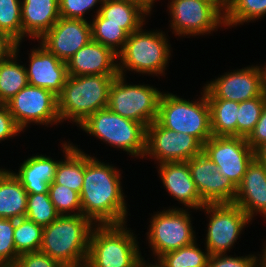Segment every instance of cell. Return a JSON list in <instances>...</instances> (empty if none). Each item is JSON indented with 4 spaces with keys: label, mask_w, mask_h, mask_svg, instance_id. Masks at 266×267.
Listing matches in <instances>:
<instances>
[{
    "label": "cell",
    "mask_w": 266,
    "mask_h": 267,
    "mask_svg": "<svg viewBox=\"0 0 266 267\" xmlns=\"http://www.w3.org/2000/svg\"><path fill=\"white\" fill-rule=\"evenodd\" d=\"M119 177L112 167L84 154V181L80 192L82 215L89 220L97 219L103 225L123 223L126 208Z\"/></svg>",
    "instance_id": "obj_1"
},
{
    "label": "cell",
    "mask_w": 266,
    "mask_h": 267,
    "mask_svg": "<svg viewBox=\"0 0 266 267\" xmlns=\"http://www.w3.org/2000/svg\"><path fill=\"white\" fill-rule=\"evenodd\" d=\"M91 222L81 212L60 215L44 227L40 251L63 267H77L82 260L86 263Z\"/></svg>",
    "instance_id": "obj_2"
},
{
    "label": "cell",
    "mask_w": 266,
    "mask_h": 267,
    "mask_svg": "<svg viewBox=\"0 0 266 267\" xmlns=\"http://www.w3.org/2000/svg\"><path fill=\"white\" fill-rule=\"evenodd\" d=\"M116 76H68L57 96L60 120L73 118L79 124L90 115L108 106L109 89Z\"/></svg>",
    "instance_id": "obj_3"
},
{
    "label": "cell",
    "mask_w": 266,
    "mask_h": 267,
    "mask_svg": "<svg viewBox=\"0 0 266 267\" xmlns=\"http://www.w3.org/2000/svg\"><path fill=\"white\" fill-rule=\"evenodd\" d=\"M122 229V224H106L91 233L87 260L83 266L136 267L140 256L135 238Z\"/></svg>",
    "instance_id": "obj_4"
},
{
    "label": "cell",
    "mask_w": 266,
    "mask_h": 267,
    "mask_svg": "<svg viewBox=\"0 0 266 267\" xmlns=\"http://www.w3.org/2000/svg\"><path fill=\"white\" fill-rule=\"evenodd\" d=\"M157 121L177 133L194 136L202 145L212 137L210 107L206 94L200 103H191L174 95H161Z\"/></svg>",
    "instance_id": "obj_5"
},
{
    "label": "cell",
    "mask_w": 266,
    "mask_h": 267,
    "mask_svg": "<svg viewBox=\"0 0 266 267\" xmlns=\"http://www.w3.org/2000/svg\"><path fill=\"white\" fill-rule=\"evenodd\" d=\"M123 72L118 75L109 89L108 106L112 112L147 127L157 120L161 93L149 86H127L123 83Z\"/></svg>",
    "instance_id": "obj_6"
},
{
    "label": "cell",
    "mask_w": 266,
    "mask_h": 267,
    "mask_svg": "<svg viewBox=\"0 0 266 267\" xmlns=\"http://www.w3.org/2000/svg\"><path fill=\"white\" fill-rule=\"evenodd\" d=\"M87 132L123 148L132 155L146 150V127L126 119L108 108L98 110L80 124Z\"/></svg>",
    "instance_id": "obj_7"
},
{
    "label": "cell",
    "mask_w": 266,
    "mask_h": 267,
    "mask_svg": "<svg viewBox=\"0 0 266 267\" xmlns=\"http://www.w3.org/2000/svg\"><path fill=\"white\" fill-rule=\"evenodd\" d=\"M203 151L236 187L255 158V151L241 136H212L203 144Z\"/></svg>",
    "instance_id": "obj_8"
},
{
    "label": "cell",
    "mask_w": 266,
    "mask_h": 267,
    "mask_svg": "<svg viewBox=\"0 0 266 267\" xmlns=\"http://www.w3.org/2000/svg\"><path fill=\"white\" fill-rule=\"evenodd\" d=\"M139 30L128 36L125 46L118 52L123 64L138 72H163L169 55L166 39L162 33H142Z\"/></svg>",
    "instance_id": "obj_9"
},
{
    "label": "cell",
    "mask_w": 266,
    "mask_h": 267,
    "mask_svg": "<svg viewBox=\"0 0 266 267\" xmlns=\"http://www.w3.org/2000/svg\"><path fill=\"white\" fill-rule=\"evenodd\" d=\"M203 151V145L191 135L164 128L157 120L146 127V150L160 163L187 162Z\"/></svg>",
    "instance_id": "obj_10"
},
{
    "label": "cell",
    "mask_w": 266,
    "mask_h": 267,
    "mask_svg": "<svg viewBox=\"0 0 266 267\" xmlns=\"http://www.w3.org/2000/svg\"><path fill=\"white\" fill-rule=\"evenodd\" d=\"M7 106L20 129L28 121H60L57 96L44 88L27 85L7 103Z\"/></svg>",
    "instance_id": "obj_11"
},
{
    "label": "cell",
    "mask_w": 266,
    "mask_h": 267,
    "mask_svg": "<svg viewBox=\"0 0 266 267\" xmlns=\"http://www.w3.org/2000/svg\"><path fill=\"white\" fill-rule=\"evenodd\" d=\"M191 177L206 204L233 203L237 187L223 176L204 151L187 161Z\"/></svg>",
    "instance_id": "obj_12"
},
{
    "label": "cell",
    "mask_w": 266,
    "mask_h": 267,
    "mask_svg": "<svg viewBox=\"0 0 266 267\" xmlns=\"http://www.w3.org/2000/svg\"><path fill=\"white\" fill-rule=\"evenodd\" d=\"M204 206L207 212L214 211L208 227L207 254H222L234 243L239 232L250 219L234 203L205 204Z\"/></svg>",
    "instance_id": "obj_13"
},
{
    "label": "cell",
    "mask_w": 266,
    "mask_h": 267,
    "mask_svg": "<svg viewBox=\"0 0 266 267\" xmlns=\"http://www.w3.org/2000/svg\"><path fill=\"white\" fill-rule=\"evenodd\" d=\"M173 27L178 34L205 33L220 21V6L224 0H173Z\"/></svg>",
    "instance_id": "obj_14"
},
{
    "label": "cell",
    "mask_w": 266,
    "mask_h": 267,
    "mask_svg": "<svg viewBox=\"0 0 266 267\" xmlns=\"http://www.w3.org/2000/svg\"><path fill=\"white\" fill-rule=\"evenodd\" d=\"M149 234L150 243L160 257L194 242L189 217L178 210L156 215Z\"/></svg>",
    "instance_id": "obj_15"
},
{
    "label": "cell",
    "mask_w": 266,
    "mask_h": 267,
    "mask_svg": "<svg viewBox=\"0 0 266 267\" xmlns=\"http://www.w3.org/2000/svg\"><path fill=\"white\" fill-rule=\"evenodd\" d=\"M42 46L58 59L67 62L92 40L91 25L86 20L60 17L43 37Z\"/></svg>",
    "instance_id": "obj_16"
},
{
    "label": "cell",
    "mask_w": 266,
    "mask_h": 267,
    "mask_svg": "<svg viewBox=\"0 0 266 267\" xmlns=\"http://www.w3.org/2000/svg\"><path fill=\"white\" fill-rule=\"evenodd\" d=\"M259 68H247L222 76L205 88L207 99H225L242 102L263 93Z\"/></svg>",
    "instance_id": "obj_17"
},
{
    "label": "cell",
    "mask_w": 266,
    "mask_h": 267,
    "mask_svg": "<svg viewBox=\"0 0 266 267\" xmlns=\"http://www.w3.org/2000/svg\"><path fill=\"white\" fill-rule=\"evenodd\" d=\"M117 56L110 48L91 40L66 62L68 75L117 76L118 66L113 64Z\"/></svg>",
    "instance_id": "obj_18"
},
{
    "label": "cell",
    "mask_w": 266,
    "mask_h": 267,
    "mask_svg": "<svg viewBox=\"0 0 266 267\" xmlns=\"http://www.w3.org/2000/svg\"><path fill=\"white\" fill-rule=\"evenodd\" d=\"M26 72L28 85L50 90L56 96L62 92L69 76L66 62L45 47L32 52L30 70Z\"/></svg>",
    "instance_id": "obj_19"
},
{
    "label": "cell",
    "mask_w": 266,
    "mask_h": 267,
    "mask_svg": "<svg viewBox=\"0 0 266 267\" xmlns=\"http://www.w3.org/2000/svg\"><path fill=\"white\" fill-rule=\"evenodd\" d=\"M233 203L239 206L249 219L255 209L266 215V168L256 157L249 164L242 182L237 187Z\"/></svg>",
    "instance_id": "obj_20"
},
{
    "label": "cell",
    "mask_w": 266,
    "mask_h": 267,
    "mask_svg": "<svg viewBox=\"0 0 266 267\" xmlns=\"http://www.w3.org/2000/svg\"><path fill=\"white\" fill-rule=\"evenodd\" d=\"M160 168L163 183L173 196L190 207H204L206 203L200 197L187 162H166Z\"/></svg>",
    "instance_id": "obj_21"
},
{
    "label": "cell",
    "mask_w": 266,
    "mask_h": 267,
    "mask_svg": "<svg viewBox=\"0 0 266 267\" xmlns=\"http://www.w3.org/2000/svg\"><path fill=\"white\" fill-rule=\"evenodd\" d=\"M21 22L24 33L42 37L59 20V0H24Z\"/></svg>",
    "instance_id": "obj_22"
},
{
    "label": "cell",
    "mask_w": 266,
    "mask_h": 267,
    "mask_svg": "<svg viewBox=\"0 0 266 267\" xmlns=\"http://www.w3.org/2000/svg\"><path fill=\"white\" fill-rule=\"evenodd\" d=\"M58 163L44 156L27 159L15 176L21 181L28 194L48 193L54 181Z\"/></svg>",
    "instance_id": "obj_23"
},
{
    "label": "cell",
    "mask_w": 266,
    "mask_h": 267,
    "mask_svg": "<svg viewBox=\"0 0 266 267\" xmlns=\"http://www.w3.org/2000/svg\"><path fill=\"white\" fill-rule=\"evenodd\" d=\"M28 193L15 174L0 171V218H24Z\"/></svg>",
    "instance_id": "obj_24"
},
{
    "label": "cell",
    "mask_w": 266,
    "mask_h": 267,
    "mask_svg": "<svg viewBox=\"0 0 266 267\" xmlns=\"http://www.w3.org/2000/svg\"><path fill=\"white\" fill-rule=\"evenodd\" d=\"M141 12L149 11L133 0H103L98 11L104 24H119L129 35L141 27Z\"/></svg>",
    "instance_id": "obj_25"
},
{
    "label": "cell",
    "mask_w": 266,
    "mask_h": 267,
    "mask_svg": "<svg viewBox=\"0 0 266 267\" xmlns=\"http://www.w3.org/2000/svg\"><path fill=\"white\" fill-rule=\"evenodd\" d=\"M212 136H237L239 103L225 99H207Z\"/></svg>",
    "instance_id": "obj_26"
},
{
    "label": "cell",
    "mask_w": 266,
    "mask_h": 267,
    "mask_svg": "<svg viewBox=\"0 0 266 267\" xmlns=\"http://www.w3.org/2000/svg\"><path fill=\"white\" fill-rule=\"evenodd\" d=\"M67 160L58 162L51 184L67 186L80 195L84 181V154L71 146H65Z\"/></svg>",
    "instance_id": "obj_27"
},
{
    "label": "cell",
    "mask_w": 266,
    "mask_h": 267,
    "mask_svg": "<svg viewBox=\"0 0 266 267\" xmlns=\"http://www.w3.org/2000/svg\"><path fill=\"white\" fill-rule=\"evenodd\" d=\"M27 69L8 59L0 63V103L7 104L28 85Z\"/></svg>",
    "instance_id": "obj_28"
},
{
    "label": "cell",
    "mask_w": 266,
    "mask_h": 267,
    "mask_svg": "<svg viewBox=\"0 0 266 267\" xmlns=\"http://www.w3.org/2000/svg\"><path fill=\"white\" fill-rule=\"evenodd\" d=\"M43 229V226L26 217L16 219L13 235L16 252L21 255L40 251Z\"/></svg>",
    "instance_id": "obj_29"
},
{
    "label": "cell",
    "mask_w": 266,
    "mask_h": 267,
    "mask_svg": "<svg viewBox=\"0 0 266 267\" xmlns=\"http://www.w3.org/2000/svg\"><path fill=\"white\" fill-rule=\"evenodd\" d=\"M225 24H234L257 18L266 13V0H226Z\"/></svg>",
    "instance_id": "obj_30"
},
{
    "label": "cell",
    "mask_w": 266,
    "mask_h": 267,
    "mask_svg": "<svg viewBox=\"0 0 266 267\" xmlns=\"http://www.w3.org/2000/svg\"><path fill=\"white\" fill-rule=\"evenodd\" d=\"M91 25L92 40L98 42L118 55L115 44L124 45L129 34L119 24H104V18L98 13Z\"/></svg>",
    "instance_id": "obj_31"
},
{
    "label": "cell",
    "mask_w": 266,
    "mask_h": 267,
    "mask_svg": "<svg viewBox=\"0 0 266 267\" xmlns=\"http://www.w3.org/2000/svg\"><path fill=\"white\" fill-rule=\"evenodd\" d=\"M59 216L60 214L50 200L49 193L28 194L26 218L45 227Z\"/></svg>",
    "instance_id": "obj_32"
},
{
    "label": "cell",
    "mask_w": 266,
    "mask_h": 267,
    "mask_svg": "<svg viewBox=\"0 0 266 267\" xmlns=\"http://www.w3.org/2000/svg\"><path fill=\"white\" fill-rule=\"evenodd\" d=\"M266 104V93L239 103L237 116V136L247 137L256 126L263 107Z\"/></svg>",
    "instance_id": "obj_33"
},
{
    "label": "cell",
    "mask_w": 266,
    "mask_h": 267,
    "mask_svg": "<svg viewBox=\"0 0 266 267\" xmlns=\"http://www.w3.org/2000/svg\"><path fill=\"white\" fill-rule=\"evenodd\" d=\"M210 255L203 254L194 242L179 248L178 250L170 251L159 257L166 267H208Z\"/></svg>",
    "instance_id": "obj_34"
},
{
    "label": "cell",
    "mask_w": 266,
    "mask_h": 267,
    "mask_svg": "<svg viewBox=\"0 0 266 267\" xmlns=\"http://www.w3.org/2000/svg\"><path fill=\"white\" fill-rule=\"evenodd\" d=\"M0 31L8 33L18 43L24 36L18 0H0Z\"/></svg>",
    "instance_id": "obj_35"
},
{
    "label": "cell",
    "mask_w": 266,
    "mask_h": 267,
    "mask_svg": "<svg viewBox=\"0 0 266 267\" xmlns=\"http://www.w3.org/2000/svg\"><path fill=\"white\" fill-rule=\"evenodd\" d=\"M14 227L15 220L0 218V267H11L19 257L13 238Z\"/></svg>",
    "instance_id": "obj_36"
},
{
    "label": "cell",
    "mask_w": 266,
    "mask_h": 267,
    "mask_svg": "<svg viewBox=\"0 0 266 267\" xmlns=\"http://www.w3.org/2000/svg\"><path fill=\"white\" fill-rule=\"evenodd\" d=\"M48 193L51 202L60 215H63L64 211L71 209H78L82 212L80 195L67 186L50 184Z\"/></svg>",
    "instance_id": "obj_37"
},
{
    "label": "cell",
    "mask_w": 266,
    "mask_h": 267,
    "mask_svg": "<svg viewBox=\"0 0 266 267\" xmlns=\"http://www.w3.org/2000/svg\"><path fill=\"white\" fill-rule=\"evenodd\" d=\"M11 267H63L41 251L29 252L19 255Z\"/></svg>",
    "instance_id": "obj_38"
},
{
    "label": "cell",
    "mask_w": 266,
    "mask_h": 267,
    "mask_svg": "<svg viewBox=\"0 0 266 267\" xmlns=\"http://www.w3.org/2000/svg\"><path fill=\"white\" fill-rule=\"evenodd\" d=\"M97 1L98 0H59L60 17L83 20V13L94 6Z\"/></svg>",
    "instance_id": "obj_39"
},
{
    "label": "cell",
    "mask_w": 266,
    "mask_h": 267,
    "mask_svg": "<svg viewBox=\"0 0 266 267\" xmlns=\"http://www.w3.org/2000/svg\"><path fill=\"white\" fill-rule=\"evenodd\" d=\"M256 258H233L221 257V254L210 255L208 267H254Z\"/></svg>",
    "instance_id": "obj_40"
},
{
    "label": "cell",
    "mask_w": 266,
    "mask_h": 267,
    "mask_svg": "<svg viewBox=\"0 0 266 267\" xmlns=\"http://www.w3.org/2000/svg\"><path fill=\"white\" fill-rule=\"evenodd\" d=\"M266 141V104L261 116L251 133L246 137V142L255 151Z\"/></svg>",
    "instance_id": "obj_41"
},
{
    "label": "cell",
    "mask_w": 266,
    "mask_h": 267,
    "mask_svg": "<svg viewBox=\"0 0 266 267\" xmlns=\"http://www.w3.org/2000/svg\"><path fill=\"white\" fill-rule=\"evenodd\" d=\"M20 130L7 104L0 103V140L16 134Z\"/></svg>",
    "instance_id": "obj_42"
},
{
    "label": "cell",
    "mask_w": 266,
    "mask_h": 267,
    "mask_svg": "<svg viewBox=\"0 0 266 267\" xmlns=\"http://www.w3.org/2000/svg\"><path fill=\"white\" fill-rule=\"evenodd\" d=\"M18 42L8 33L0 31V63L6 59L3 57H15Z\"/></svg>",
    "instance_id": "obj_43"
},
{
    "label": "cell",
    "mask_w": 266,
    "mask_h": 267,
    "mask_svg": "<svg viewBox=\"0 0 266 267\" xmlns=\"http://www.w3.org/2000/svg\"><path fill=\"white\" fill-rule=\"evenodd\" d=\"M255 157L266 168V141L255 150Z\"/></svg>",
    "instance_id": "obj_44"
},
{
    "label": "cell",
    "mask_w": 266,
    "mask_h": 267,
    "mask_svg": "<svg viewBox=\"0 0 266 267\" xmlns=\"http://www.w3.org/2000/svg\"><path fill=\"white\" fill-rule=\"evenodd\" d=\"M259 72H260V78H261V86H262L263 91L266 93V68H265V71L259 70Z\"/></svg>",
    "instance_id": "obj_45"
},
{
    "label": "cell",
    "mask_w": 266,
    "mask_h": 267,
    "mask_svg": "<svg viewBox=\"0 0 266 267\" xmlns=\"http://www.w3.org/2000/svg\"><path fill=\"white\" fill-rule=\"evenodd\" d=\"M136 1L138 3H140L142 6H144L148 11L151 8V4L153 2V0H133Z\"/></svg>",
    "instance_id": "obj_46"
},
{
    "label": "cell",
    "mask_w": 266,
    "mask_h": 267,
    "mask_svg": "<svg viewBox=\"0 0 266 267\" xmlns=\"http://www.w3.org/2000/svg\"><path fill=\"white\" fill-rule=\"evenodd\" d=\"M160 266L158 265H156V266H151V267H166V264L160 259ZM142 261L140 260V258H139V260H138V262H137V264H136V267H142ZM147 267V266H146ZM150 267V266H149Z\"/></svg>",
    "instance_id": "obj_47"
},
{
    "label": "cell",
    "mask_w": 266,
    "mask_h": 267,
    "mask_svg": "<svg viewBox=\"0 0 266 267\" xmlns=\"http://www.w3.org/2000/svg\"><path fill=\"white\" fill-rule=\"evenodd\" d=\"M264 260H263V266L262 267H266V250H265V253H264Z\"/></svg>",
    "instance_id": "obj_48"
}]
</instances>
